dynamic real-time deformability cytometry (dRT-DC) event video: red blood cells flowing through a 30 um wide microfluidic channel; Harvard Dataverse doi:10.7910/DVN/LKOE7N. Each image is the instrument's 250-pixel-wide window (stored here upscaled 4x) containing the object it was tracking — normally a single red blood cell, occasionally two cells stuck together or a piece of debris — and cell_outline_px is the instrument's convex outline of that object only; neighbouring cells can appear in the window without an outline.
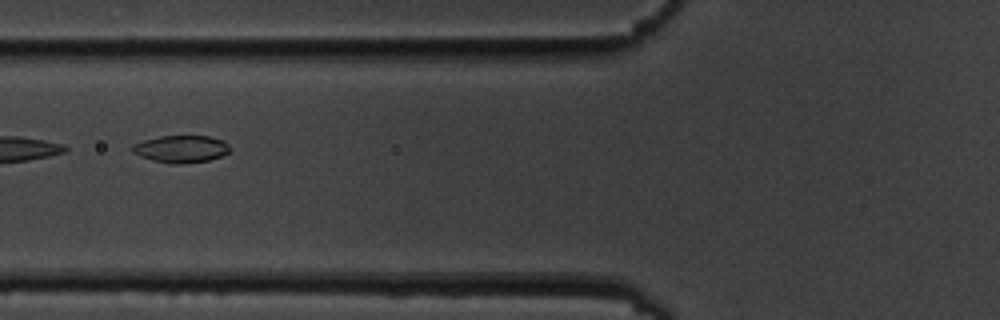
{"species": "common noctule bat (a hibernating species)", "species_latin": "Nyctalus noctula", "temperature_condition": "cold", "stored_images_in_passage": 5, "segment_of_instrument_passage": [2, 2], "camera_frame_rate_fps": 3000, "um_per_image_px": 0.085, "animal": {"sex": "male", "body_mass_g": 19.5, "forearm_length_mm": 54.6}, "frame": {"image": 1, "passage_image": 4, "time_ms": 3.667, "image_size_px": [1000, 320], "cell_outline_px": [[232, 148], [228, 152], [220, 156], [208, 160], [176, 164], [172, 164], [152, 160], [140, 156], [132, 152], [132, 144], [144, 140], [160, 136], [208, 136], [224, 140]], "centroid_in_image_um": [15.39, 12.65], "position_along_channel_um": 110.4, "area_um2": 15.43}}